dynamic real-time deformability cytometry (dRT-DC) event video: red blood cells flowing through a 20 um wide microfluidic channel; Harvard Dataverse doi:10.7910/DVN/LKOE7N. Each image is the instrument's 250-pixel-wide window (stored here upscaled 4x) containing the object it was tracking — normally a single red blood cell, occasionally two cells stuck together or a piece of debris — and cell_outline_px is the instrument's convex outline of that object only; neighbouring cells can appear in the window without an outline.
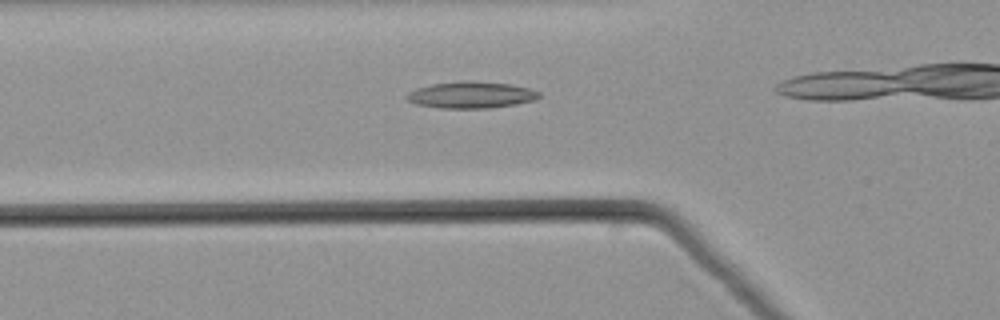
{"species": "common noctule bat (a hibernating species)", "species_latin": "Nyctalus noctula", "temperature_condition": "warm", "stored_images_in_passage": 27, "camera_frame_rate_fps": 3000, "um_per_image_px": 0.085, "animal": {"sex": "male", "body_mass_g": 21.5, "forearm_length_mm": 52.0}, "frame": {"image": 1, "passage_image": 5, "time_ms": 1.333, "image_size_px": [1000, 320], "cell_outline_px": [[540, 96], [536, 100], [516, 104], [488, 108], [440, 108], [416, 104], [408, 100], [404, 96], [408, 92], [416, 88], [432, 84], [460, 80], [472, 80], [512, 84], [528, 88], [540, 92]], "centroid_in_image_um": [40.04, 8.05], "position_along_channel_um": 85.8, "area_um2": 20.75}}
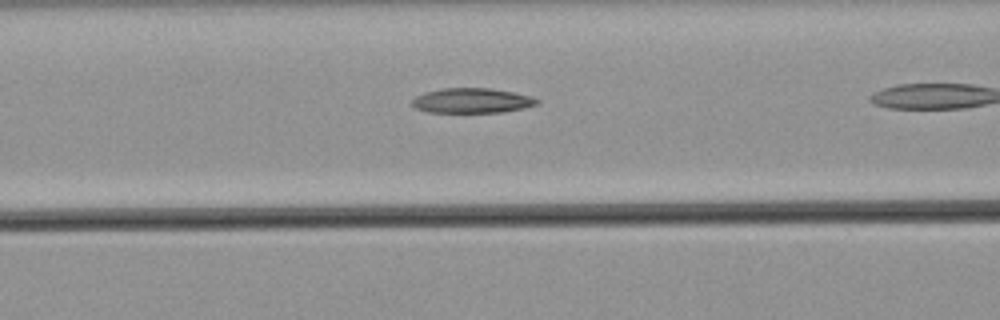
{"frame": {"image": 2, "passage_image": 8, "time_ms": 2.333, "image_size_px": [1000, 320], "cell_outline_px": [[540, 104], [524, 108], [500, 112], [428, 112], [416, 108], [412, 104], [412, 100], [416, 96], [424, 92], [444, 88], [492, 88], [516, 92], [532, 96], [540, 100]], "centroid_in_image_um": [40.17, 8.54], "position_along_channel_um": 126.4, "area_um2": 18.26}}
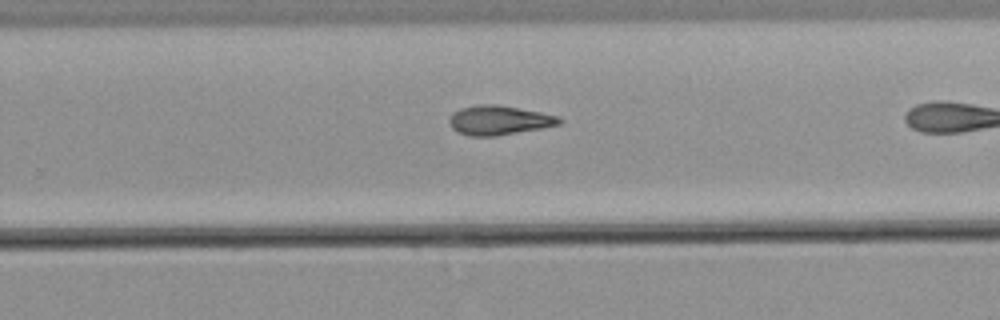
{"frame": {"image": 3, "passage_image": 20, "time_ms": 6.333, "image_size_px": [1000, 320], "cell_outline_px": [[564, 120], [560, 124], [540, 128], [496, 136], [472, 136], [460, 132], [452, 128], [448, 120], [460, 108], [480, 104], [496, 104], [540, 112], [560, 116]], "centroid_in_image_um": [42.45, 10.21], "position_along_channel_um": 287.3, "area_um2": 18.55}}